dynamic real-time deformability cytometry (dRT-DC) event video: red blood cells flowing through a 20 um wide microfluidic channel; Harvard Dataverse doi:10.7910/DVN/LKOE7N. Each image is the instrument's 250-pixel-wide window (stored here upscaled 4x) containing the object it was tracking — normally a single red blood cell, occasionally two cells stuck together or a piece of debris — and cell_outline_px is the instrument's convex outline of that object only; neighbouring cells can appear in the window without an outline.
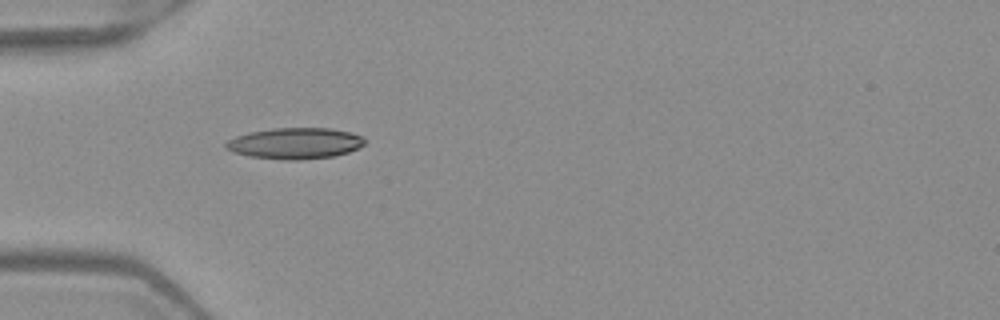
{"species": "Egyptian fruit bat (a non-hibernating species)", "species_latin": "Rousettus aegyptiacus", "temperature_condition": "warm", "stored_images_in_passage": 3, "camera_frame_rate_fps": 3000, "um_per_image_px": 0.085, "frame": {"image": 1, "passage_image": 2, "time_ms": 0.333, "image_size_px": [1000, 320], "cell_outline_px": [[364, 144], [348, 152], [332, 156], [296, 160], [288, 160], [248, 156], [232, 152], [224, 148], [224, 144], [228, 140], [236, 136], [248, 132], [272, 128], [328, 128], [348, 132], [364, 136]], "centroid_in_image_um": [25.02, 12.18], "position_along_channel_um": 60.0, "area_um2": 25.09}}
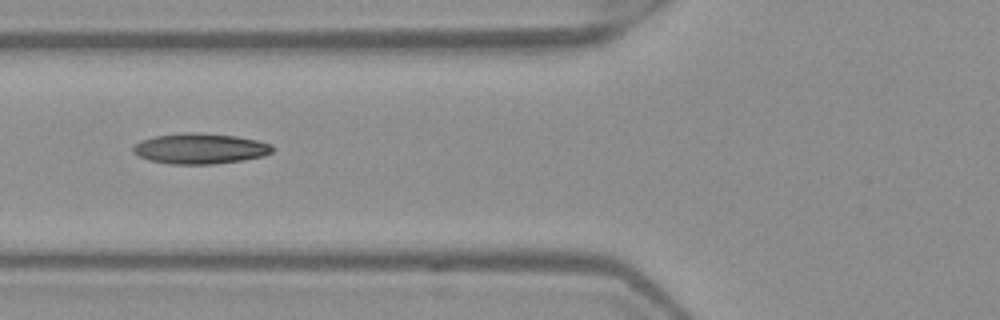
{"frame": {"image": 2, "passage_image": 3, "time_ms": 0.667, "image_size_px": [1000, 320], "cell_outline_px": [[272, 152], [264, 156], [244, 160], [212, 164], [168, 164], [148, 160], [132, 152], [132, 148], [140, 140], [156, 136], [184, 132], [196, 132], [236, 136], [256, 140], [272, 144]], "centroid_in_image_um": [17.0, 12.63], "position_along_channel_um": 108.8, "area_um2": 24.85}}